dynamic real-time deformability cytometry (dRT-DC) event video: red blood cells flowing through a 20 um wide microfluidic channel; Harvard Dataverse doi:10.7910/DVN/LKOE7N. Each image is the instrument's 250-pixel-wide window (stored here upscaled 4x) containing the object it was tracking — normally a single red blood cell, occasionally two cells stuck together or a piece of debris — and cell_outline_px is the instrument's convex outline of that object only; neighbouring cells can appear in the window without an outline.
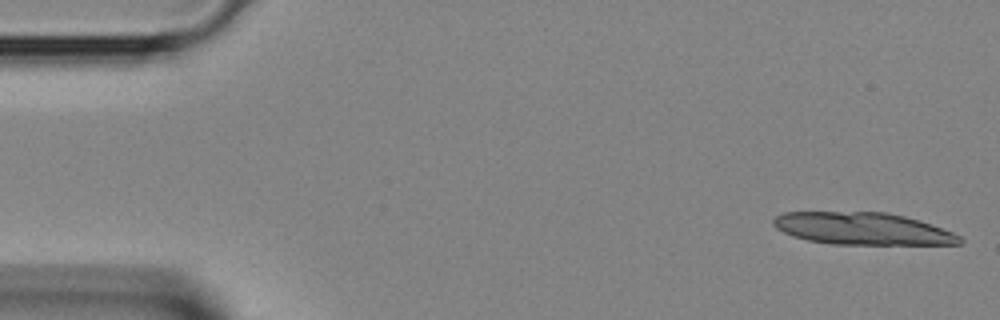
{"species": "Egyptian fruit bat (a non-hibernating species)", "species_latin": "Rousettus aegyptiacus", "temperature_condition": "room temperature", "stored_images_in_passage": 4, "segment_of_instrument_passage": [1, 2], "camera_frame_rate_fps": 3000, "um_per_image_px": 0.085, "animal": {"sex": "female"}, "frame": {"image": 1, "passage_image": 1, "time_ms": 0.0, "image_size_px": [1000, 320], "cell_outline_px": [[964, 240], [960, 244], [832, 244], [808, 240], [792, 236], [776, 228], [772, 224], [772, 220], [776, 216], [784, 212], [888, 212], [920, 220], [952, 232], [960, 236]], "centroid_in_image_um": [73.31, 19.43], "position_along_channel_um": 11.7, "area_um2": 34.91}}